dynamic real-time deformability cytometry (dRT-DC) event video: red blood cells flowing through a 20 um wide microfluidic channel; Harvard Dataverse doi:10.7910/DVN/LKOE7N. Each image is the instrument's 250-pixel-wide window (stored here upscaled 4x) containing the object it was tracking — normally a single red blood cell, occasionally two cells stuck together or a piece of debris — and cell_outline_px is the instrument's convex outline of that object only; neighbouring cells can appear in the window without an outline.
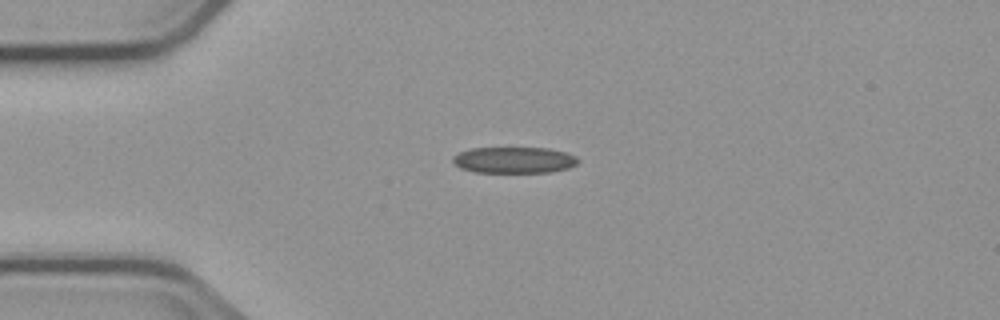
{"species": "common noctule bat (a hibernating species)", "species_latin": "Nyctalus noctula", "temperature_condition": "cold", "stored_images_in_passage": 2, "camera_frame_rate_fps": 3000, "um_per_image_px": 0.085, "animal": {"sex": "male", "body_mass_g": 23.1, "forearm_length_mm": 52.7}, "frame": {"image": 1, "passage_image": 1, "time_ms": 0.0, "image_size_px": [1000, 320], "cell_outline_px": [[580, 160], [576, 164], [568, 168], [548, 172], [476, 172], [460, 168], [452, 160], [452, 156], [460, 152], [472, 148], [548, 148], [564, 152], [576, 156]], "centroid_in_image_um": [43.69, 13.6], "position_along_channel_um": 41.3, "area_um2": 19.02}}